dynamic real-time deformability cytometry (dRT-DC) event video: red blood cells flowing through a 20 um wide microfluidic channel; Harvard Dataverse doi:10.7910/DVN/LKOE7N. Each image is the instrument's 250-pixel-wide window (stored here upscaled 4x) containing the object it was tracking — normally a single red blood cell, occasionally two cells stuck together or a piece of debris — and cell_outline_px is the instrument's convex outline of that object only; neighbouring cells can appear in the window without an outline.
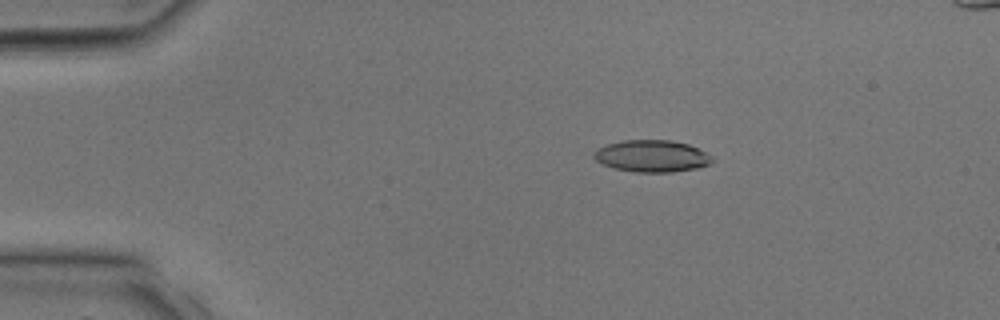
{"species": "common noctule bat (a hibernating species)", "species_latin": "Nyctalus noctula", "temperature_condition": "room temperature", "stored_images_in_passage": 29, "segment_of_instrument_passage": [1, 2], "camera_frame_rate_fps": 3000, "um_per_image_px": 0.085, "animal": {"sex": "male", "body_mass_g": 17.9, "forearm_length_mm": 54.2}, "frame": {"image": 1, "passage_image": 1, "time_ms": 0.0, "image_size_px": [1000, 320], "cell_outline_px": [[716, 160], [708, 164], [696, 168], [672, 172], [636, 172], [612, 168], [596, 160], [592, 156], [592, 152], [596, 148], [608, 144], [624, 140], [668, 140], [688, 144], [712, 156]], "centroid_in_image_um": [55.37, 13.27], "position_along_channel_um": 29.6, "area_um2": 21.96}}
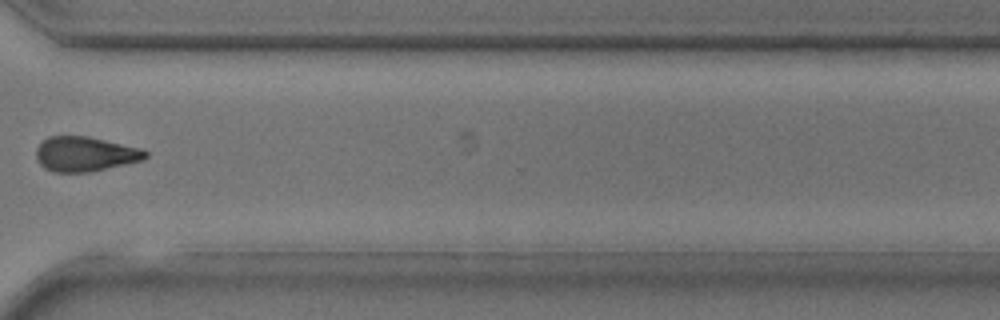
{"frame": {"image": 2, "passage_image": 20, "time_ms": 6.333, "image_size_px": [1000, 320], "cell_outline_px": [[148, 156], [144, 160], [92, 172], [52, 172], [44, 168], [40, 164], [36, 156], [36, 148], [48, 136], [88, 136], [144, 148], [148, 152]], "centroid_in_image_um": [7.28, 13.09], "position_along_channel_um": 363.3, "area_um2": 22.48}}
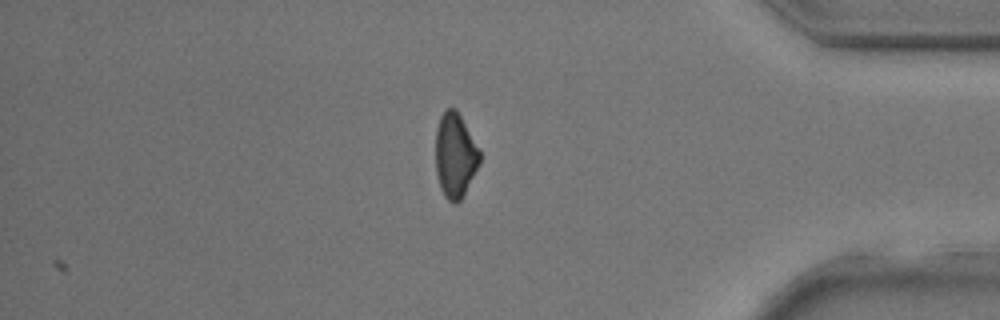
{"frame": {"image": 3, "passage_image": 23, "time_ms": 7.333, "image_size_px": [1000, 320], "cell_outline_px": [[480, 164], [460, 200], [456, 204], [452, 204], [444, 196], [440, 188], [436, 176], [436, 128], [440, 116], [448, 108], [456, 108], [480, 152]], "centroid_in_image_um": [38.66, 13.23], "position_along_channel_um": 396.5, "area_um2": 21.62}}